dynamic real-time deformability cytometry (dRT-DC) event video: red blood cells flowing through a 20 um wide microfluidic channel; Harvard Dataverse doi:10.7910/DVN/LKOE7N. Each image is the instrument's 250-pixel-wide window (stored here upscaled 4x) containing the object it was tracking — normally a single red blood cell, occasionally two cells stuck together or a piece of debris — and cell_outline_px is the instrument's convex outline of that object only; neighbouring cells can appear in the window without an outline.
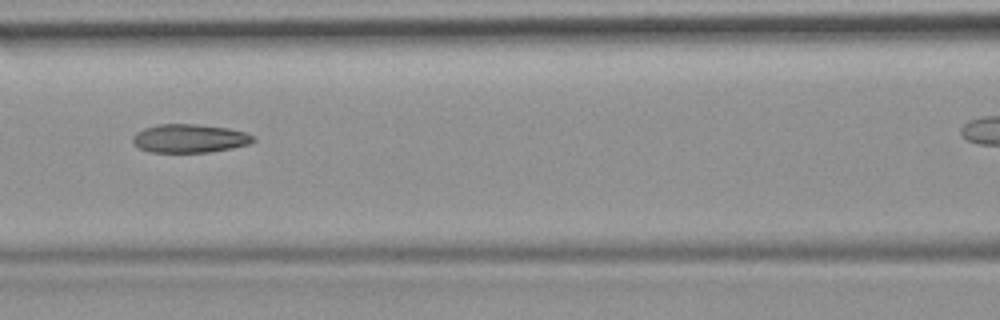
{"species": "common noctule bat (a hibernating species)", "species_latin": "Nyctalus noctula", "temperature_condition": "room temperature", "stored_images_in_passage": 7, "camera_frame_rate_fps": 3000, "um_per_image_px": 0.085, "animal": {"sex": "female", "body_mass_g": 19.9}, "frame": {"image": 1, "passage_image": 6, "time_ms": 6.333, "image_size_px": [1000, 320], "cell_outline_px": [[256, 140], [248, 144], [232, 148], [208, 152], [148, 152], [140, 148], [132, 140], [132, 136], [136, 132], [144, 128], [160, 124], [196, 124], [228, 128], [244, 132], [252, 136]], "centroid_in_image_um": [16.09, 11.76], "position_along_channel_um": 150.5, "area_um2": 19.88}}